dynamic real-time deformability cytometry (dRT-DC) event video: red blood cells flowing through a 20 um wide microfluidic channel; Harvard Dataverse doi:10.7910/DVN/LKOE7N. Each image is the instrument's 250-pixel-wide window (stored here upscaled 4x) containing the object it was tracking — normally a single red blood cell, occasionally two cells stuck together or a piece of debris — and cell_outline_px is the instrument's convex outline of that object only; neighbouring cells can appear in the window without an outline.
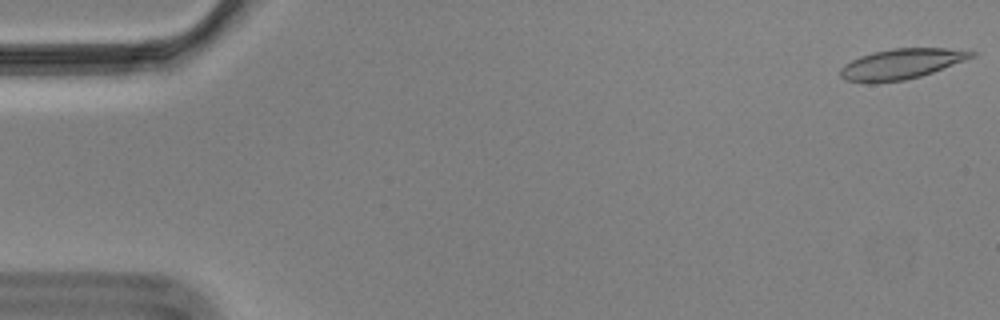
{"species": "Egyptian fruit bat (a non-hibernating species)", "species_latin": "Rousettus aegyptiacus", "temperature_condition": "cold", "stored_images_in_passage": 57, "camera_frame_rate_fps": 3000, "um_per_image_px": 0.085, "animal": {"sex": "male"}, "frame": {"image": 1, "passage_image": 1, "time_ms": 0.0, "image_size_px": [1000, 320], "cell_outline_px": [[976, 56], [932, 72], [920, 76], [904, 80], [872, 84], [868, 84], [844, 80], [840, 76], [840, 68], [844, 64], [860, 56], [872, 52], [892, 48], [948, 48], [976, 52]], "centroid_in_image_um": [76.55, 5.45], "position_along_channel_um": 8.4, "area_um2": 23.35}}
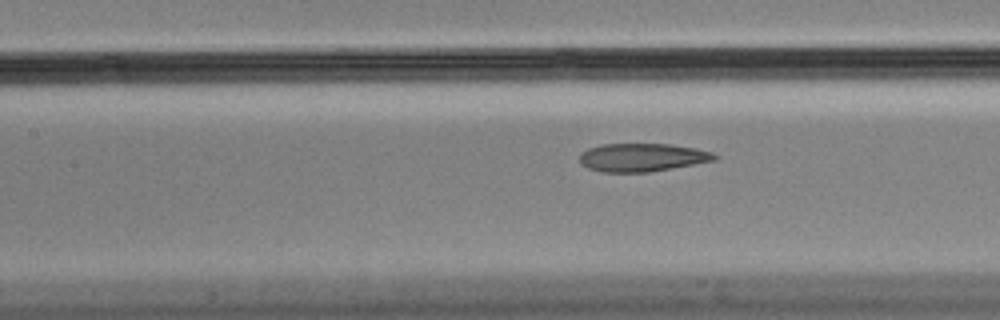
{"frame": {"image": 2, "passage_image": 25, "time_ms": 8.0, "image_size_px": [1000, 320], "cell_outline_px": [[720, 156], [716, 160], [672, 168], [648, 172], [600, 172], [588, 168], [580, 164], [580, 152], [588, 148], [600, 144], [672, 144], [696, 148], [712, 152]], "centroid_in_image_um": [54.58, 13.37], "position_along_channel_um": 152.8, "area_um2": 22.37}}
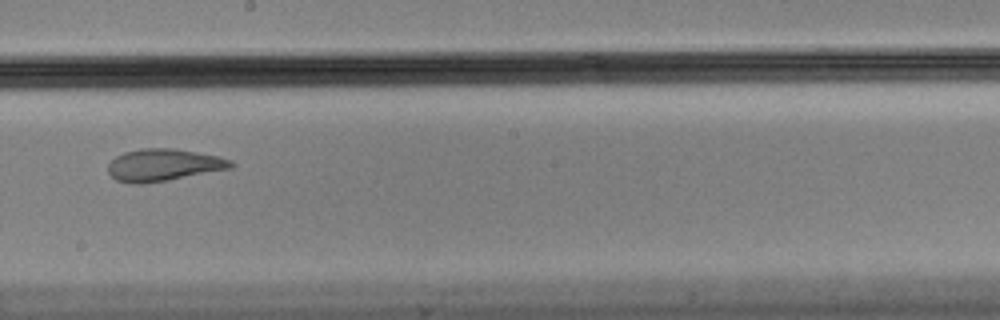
{"frame": {"image": 3, "passage_image": 32, "time_ms": 10.333, "image_size_px": [1000, 320], "cell_outline_px": [[236, 164], [232, 168], [168, 180], [144, 184], [132, 184], [116, 180], [108, 172], [108, 164], [116, 156], [124, 152], [140, 148], [176, 148], [220, 156], [232, 160]], "centroid_in_image_um": [13.92, 14.02], "position_along_channel_um": 234.3, "area_um2": 23.29}, "authors_computed_cell_mechanics": {"area_um2": 23.7558, "velocity_mm_per_s": 3.5001, "shape_relaxation_time_tau1_ms": null, "shape_relaxation_time_tau2_ms": 1.5149, "deformation_change_tau1": null, "deformation_change_tau2": 0.0663}}